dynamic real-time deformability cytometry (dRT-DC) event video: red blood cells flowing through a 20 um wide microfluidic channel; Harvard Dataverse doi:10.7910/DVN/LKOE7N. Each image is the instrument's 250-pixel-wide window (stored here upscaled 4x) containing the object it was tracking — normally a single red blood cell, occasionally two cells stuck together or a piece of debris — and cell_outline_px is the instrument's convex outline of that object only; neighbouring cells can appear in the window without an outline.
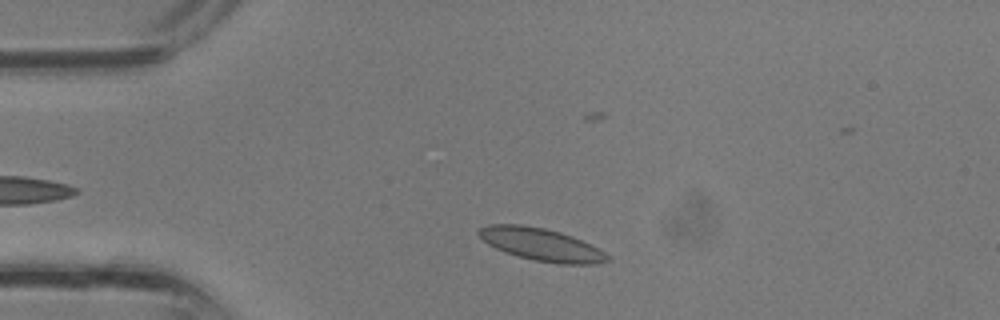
{"species": "common noctule bat (a hibernating species)", "species_latin": "Nyctalus noctula", "temperature_condition": "room temperature", "stored_images_in_passage": 26, "camera_frame_rate_fps": 3000, "um_per_image_px": 0.085, "animal": {"sex": "male", "body_mass_g": 13.3}, "frame": {"image": 1, "passage_image": 3, "time_ms": 0.667, "image_size_px": [1000, 320], "cell_outline_px": [[612, 260], [596, 264], [560, 264], [532, 260], [504, 252], [488, 244], [476, 232], [480, 228], [488, 224], [520, 224], [544, 228], [560, 232], [572, 236], [612, 256]], "centroid_in_image_um": [46.01, 20.79], "position_along_channel_um": 39.0, "area_um2": 24.39}}
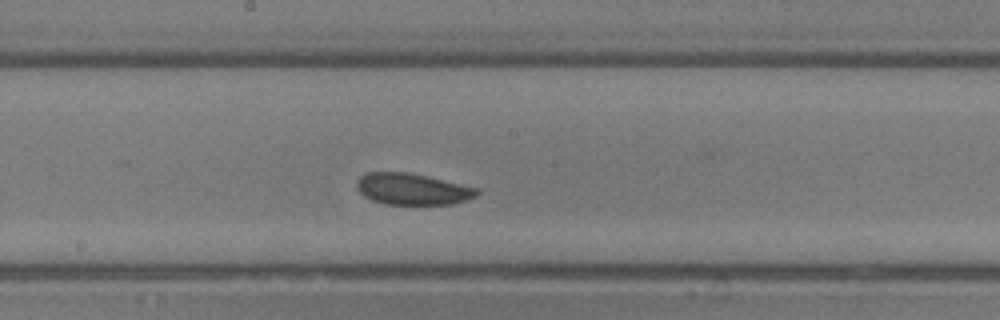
{"frame": {"image": 2, "passage_image": 14, "time_ms": 4.333, "image_size_px": [1000, 320], "cell_outline_px": [[480, 192], [476, 196], [468, 200], [452, 204], [384, 204], [372, 200], [364, 196], [356, 188], [356, 184], [360, 176], [364, 172], [408, 172], [428, 176], [480, 188]], "centroid_in_image_um": [35.07, 16.06], "position_along_channel_um": 213.1, "area_um2": 22.25}}
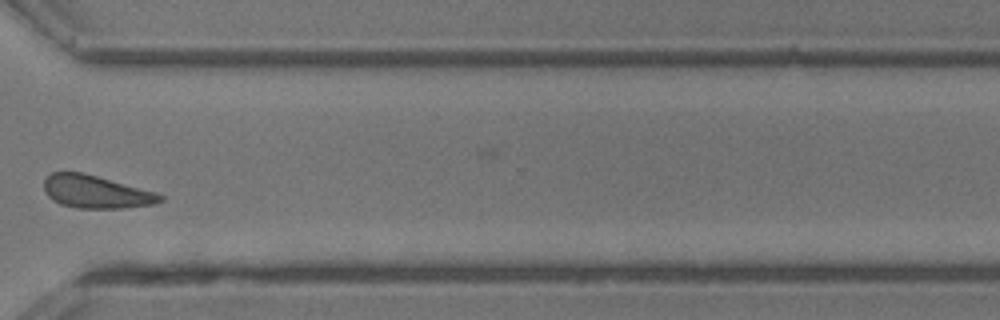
{"frame": {"image": 3, "passage_image": 22, "time_ms": 7.0, "image_size_px": [1000, 320], "cell_outline_px": [[164, 200], [156, 204], [124, 208], [76, 208], [60, 204], [52, 200], [48, 196], [44, 188], [44, 180], [52, 172], [84, 172], [156, 192], [164, 196]], "centroid_in_image_um": [8.18, 16.31], "position_along_channel_um": 362.4, "area_um2": 22.37}}